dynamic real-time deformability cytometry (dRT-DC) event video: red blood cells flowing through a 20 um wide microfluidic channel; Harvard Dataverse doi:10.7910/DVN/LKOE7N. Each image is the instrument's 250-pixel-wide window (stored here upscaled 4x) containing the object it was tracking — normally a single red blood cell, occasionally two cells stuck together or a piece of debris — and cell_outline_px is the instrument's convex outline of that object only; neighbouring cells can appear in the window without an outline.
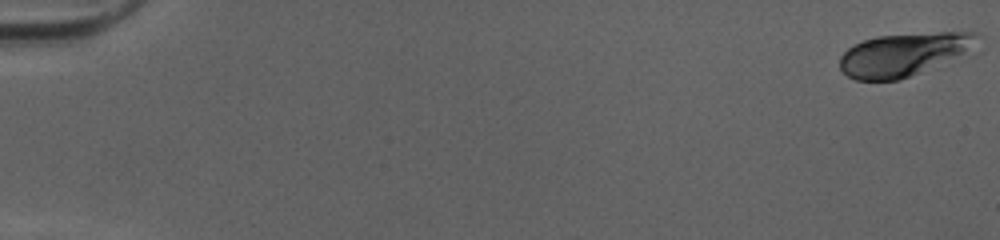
{"species": "human", "species_latin": "Homo sapiens", "temperature_condition": "cold", "stored_images_in_passage": 53, "camera_frame_rate_fps": 3000, "um_per_image_px": 0.085, "donor": {"sex": "female"}, "frame": {"image": 1, "passage_image": 1, "time_ms": 0.0, "image_size_px": [1000, 240], "cell_outline_px": [[984, 36], [980, 52], [900, 80], [856, 80], [848, 76], [840, 68], [840, 56], [848, 48], [864, 40], [876, 36], [940, 32], [976, 32]], "centroid_in_image_um": [77.09, 4.62], "position_along_channel_um": 7.9, "area_um2": 36.13}}
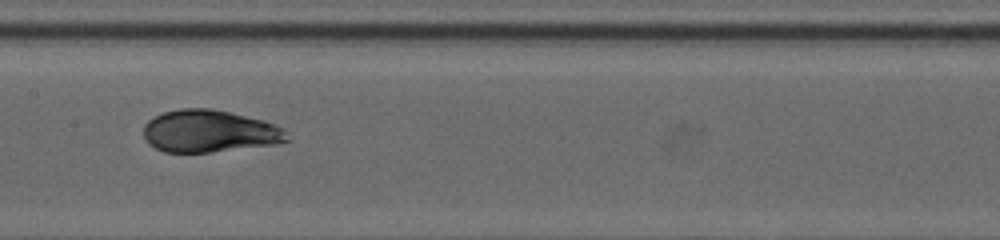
{"frame": {"image": 2, "passage_image": 29, "time_ms": 9.333, "image_size_px": [1000, 240], "cell_outline_px": [[292, 140], [276, 144], [208, 152], [164, 152], [148, 144], [144, 136], [144, 124], [148, 120], [164, 112], [180, 108], [212, 108], [264, 120], [284, 128], [288, 132]], "centroid_in_image_um": [17.84, 11.15], "position_along_channel_um": 189.6, "area_um2": 35.55}}
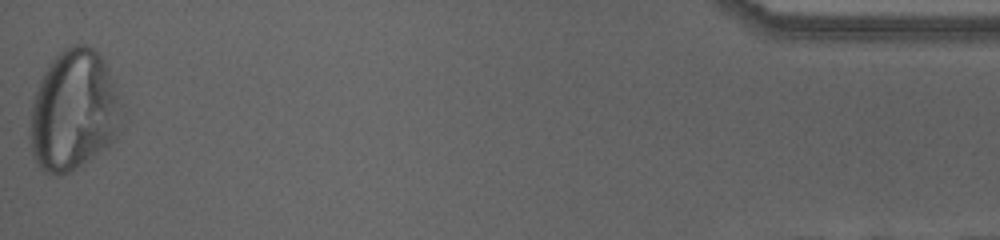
{"frame": {"image": 3, "passage_image": 53, "time_ms": 17.333, "image_size_px": [1000, 240], "cell_outline_px": [[124, 112], [120, 132], [116, 140], [68, 172], [56, 176], [44, 172], [40, 168], [32, 152], [32, 100], [40, 80], [48, 64], [64, 48], [72, 44], [88, 44], [104, 60], [108, 68], [124, 104]], "centroid_in_image_um": [6.33, 9.37], "position_along_channel_um": 428.9, "area_um2": 64.5}, "authors_computed_cell_mechanics": {"area_um2": 35.547, "velocity_mm_per_s": 3.9936, "shape_relaxation_time_tau1_ms": 3.0683, "shape_relaxation_time_tau2_ms": null, "deformation_change_tau1": 0.1235, "deformation_change_tau2": null}}